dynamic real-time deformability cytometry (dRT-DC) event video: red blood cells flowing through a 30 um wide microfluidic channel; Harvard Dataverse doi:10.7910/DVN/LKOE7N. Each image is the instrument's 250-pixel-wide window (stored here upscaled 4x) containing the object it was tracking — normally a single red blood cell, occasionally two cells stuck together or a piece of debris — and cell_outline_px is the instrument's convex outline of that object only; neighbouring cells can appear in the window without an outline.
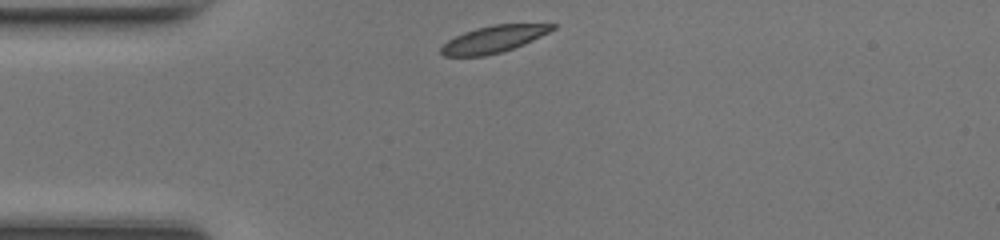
{"species": "common noctule bat (a hibernating species)", "species_latin": "Nyctalus noctula", "temperature_condition": "room temperature", "stored_images_in_passage": 30, "camera_frame_rate_fps": 3000, "um_per_image_px": 0.085, "animal": {"sex": "female", "body_mass_g": 17.0, "forearm_length_mm": 48.0}, "frame": {"image": 1, "passage_image": 1, "time_ms": 0.0, "image_size_px": [1000, 240], "cell_outline_px": [[556, 28], [524, 44], [500, 52], [484, 56], [444, 56], [440, 52], [440, 48], [448, 40], [464, 32], [476, 28], [492, 24], [556, 24]], "centroid_in_image_um": [41.93, 3.32], "position_along_channel_um": 43.1, "area_um2": 17.22}}
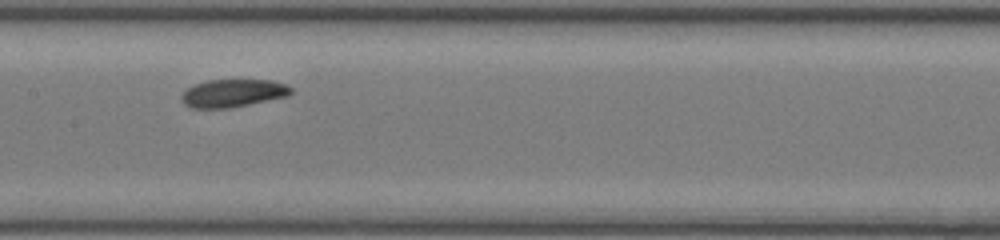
{"frame": {"image": 2, "passage_image": 13, "time_ms": 4.0, "image_size_px": [1000, 240], "cell_outline_px": [[292, 92], [288, 96], [228, 108], [192, 108], [184, 104], [180, 100], [180, 96], [192, 84], [208, 80], [272, 80], [284, 84], [292, 88]], "centroid_in_image_um": [19.76, 7.91], "position_along_channel_um": 187.6, "area_um2": 17.74}}
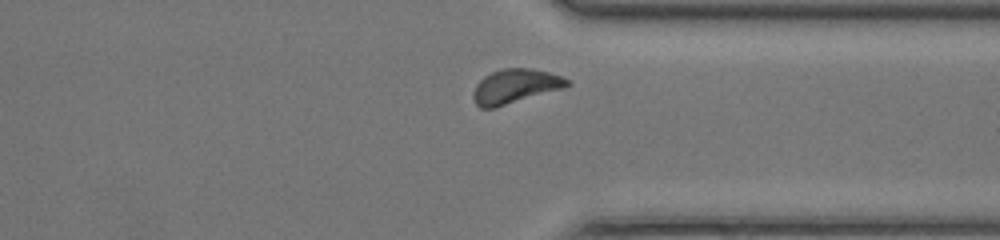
{"frame": {"image": 3, "passage_image": 26, "time_ms": 8.333, "image_size_px": [1000, 240], "cell_outline_px": [[572, 84], [564, 88], [496, 108], [480, 108], [476, 104], [472, 96], [472, 92], [476, 84], [484, 76], [492, 72], [504, 68], [532, 68], [548, 72], [560, 76], [568, 80]], "centroid_in_image_um": [43.78, 7.34], "position_along_channel_um": 367.6, "area_um2": 18.9}, "authors_computed_cell_mechanics": {"area_um2": 18.1492, "velocity_mm_per_s": 4.1855, "shape_relaxation_time_tau1_ms": 1.2546, "shape_relaxation_time_tau2_ms": null, "deformation_change_tau1": 0.0746, "deformation_change_tau2": null}}